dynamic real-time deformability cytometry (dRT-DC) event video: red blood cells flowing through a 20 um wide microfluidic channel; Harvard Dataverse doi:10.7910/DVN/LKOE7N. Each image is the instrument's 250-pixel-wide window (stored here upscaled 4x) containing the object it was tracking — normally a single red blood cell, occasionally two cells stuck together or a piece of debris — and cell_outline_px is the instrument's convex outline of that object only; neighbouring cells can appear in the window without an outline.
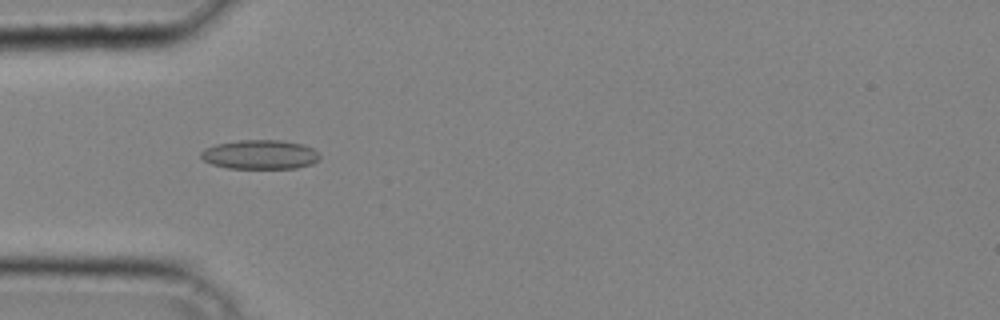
{"species": "common noctule bat (a hibernating species)", "species_latin": "Nyctalus noctula", "temperature_condition": "cold", "stored_images_in_passage": 31, "camera_frame_rate_fps": 3000, "um_per_image_px": 0.085, "animal": {"sex": "male", "body_mass_g": 20.4}, "frame": {"image": 1, "passage_image": 3, "time_ms": 0.667, "image_size_px": [1000, 320], "cell_outline_px": [[320, 160], [312, 164], [296, 168], [228, 168], [212, 164], [204, 160], [200, 156], [200, 152], [204, 148], [216, 144], [240, 140], [280, 140], [300, 144], [312, 148], [320, 156]], "centroid_in_image_um": [22.09, 13.14], "position_along_channel_um": 62.9, "area_um2": 20.17}}
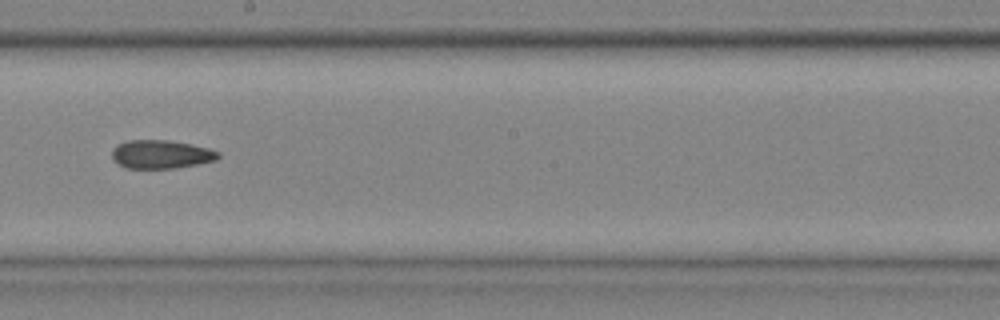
{"frame": {"image": 2, "passage_image": 14, "time_ms": 4.333, "image_size_px": [1000, 320], "cell_outline_px": [[220, 156], [216, 160], [176, 168], [124, 168], [112, 160], [112, 148], [128, 140], [168, 140], [192, 144], [208, 148], [220, 152]], "centroid_in_image_um": [13.68, 13.12], "position_along_channel_um": 234.5, "area_um2": 17.69}}
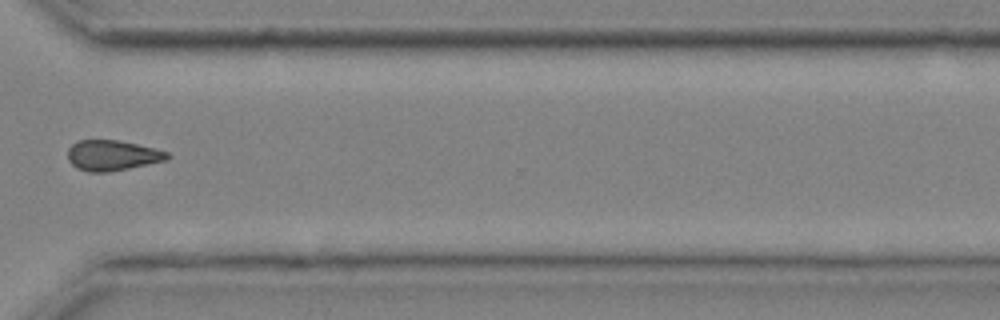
{"frame": {"image": 3, "passage_image": 22, "time_ms": 7.0, "image_size_px": [1000, 320], "cell_outline_px": [[172, 156], [168, 160], [108, 172], [88, 172], [76, 168], [68, 160], [68, 148], [76, 140], [120, 140], [168, 152]], "centroid_in_image_um": [9.53, 13.21], "position_along_channel_um": 361.1, "area_um2": 17.69}}